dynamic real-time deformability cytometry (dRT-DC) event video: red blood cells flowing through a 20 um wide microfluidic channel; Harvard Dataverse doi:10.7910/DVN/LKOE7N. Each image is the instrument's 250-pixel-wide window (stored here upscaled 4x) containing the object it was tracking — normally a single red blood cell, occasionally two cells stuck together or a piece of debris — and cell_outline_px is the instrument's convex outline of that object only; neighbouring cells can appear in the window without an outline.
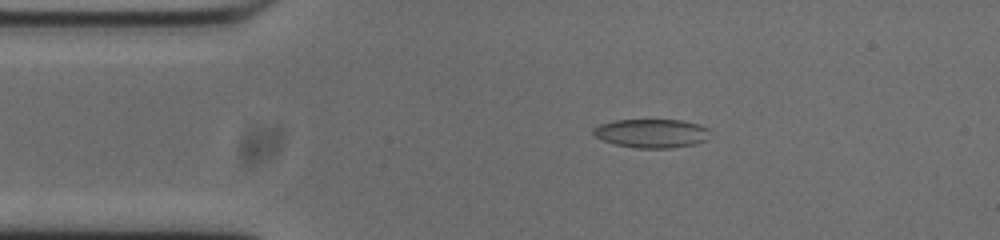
{"species": "common noctule bat (a hibernating species)", "species_latin": "Nyctalus noctula", "temperature_condition": "cold", "stored_images_in_passage": 45, "camera_frame_rate_fps": 3000, "um_per_image_px": 0.085, "animal": {"sex": "male", "body_mass_g": 20.0, "forearm_length_mm": 53.3}, "frame": {"image": 1, "passage_image": 1, "time_ms": 0.0, "image_size_px": [1000, 240], "cell_outline_px": [[708, 140], [692, 144], [668, 148], [636, 148], [616, 144], [604, 140], [596, 136], [592, 132], [592, 128], [600, 124], [616, 120], [680, 120], [700, 124], [708, 128]], "centroid_in_image_um": [55.39, 11.32], "position_along_channel_um": 29.6, "area_um2": 19.42}}
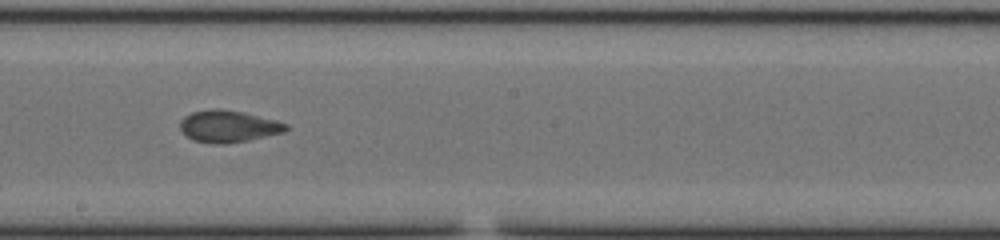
{"frame": {"image": 2, "passage_image": 20, "time_ms": 6.333, "image_size_px": [1000, 240], "cell_outline_px": [[288, 128], [284, 132], [248, 140], [224, 144], [216, 144], [192, 140], [184, 136], [180, 128], [180, 120], [184, 116], [192, 112], [212, 108], [220, 108], [244, 112], [276, 120], [288, 124]], "centroid_in_image_um": [19.37, 10.73], "position_along_channel_um": 228.8, "area_um2": 19.88}}
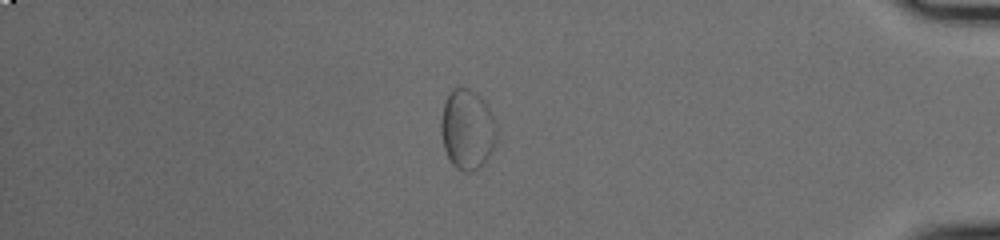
{"frame": {"image": 3, "passage_image": 37, "time_ms": 12.0, "image_size_px": [1000, 240], "cell_outline_px": [[496, 140], [484, 164], [480, 168], [472, 172], [464, 172], [456, 168], [452, 164], [444, 148], [440, 132], [440, 120], [444, 104], [452, 88], [468, 88], [484, 100], [492, 116], [496, 132]], "centroid_in_image_um": [39.69, 11.03], "position_along_channel_um": 395.5, "area_um2": 25.78}}